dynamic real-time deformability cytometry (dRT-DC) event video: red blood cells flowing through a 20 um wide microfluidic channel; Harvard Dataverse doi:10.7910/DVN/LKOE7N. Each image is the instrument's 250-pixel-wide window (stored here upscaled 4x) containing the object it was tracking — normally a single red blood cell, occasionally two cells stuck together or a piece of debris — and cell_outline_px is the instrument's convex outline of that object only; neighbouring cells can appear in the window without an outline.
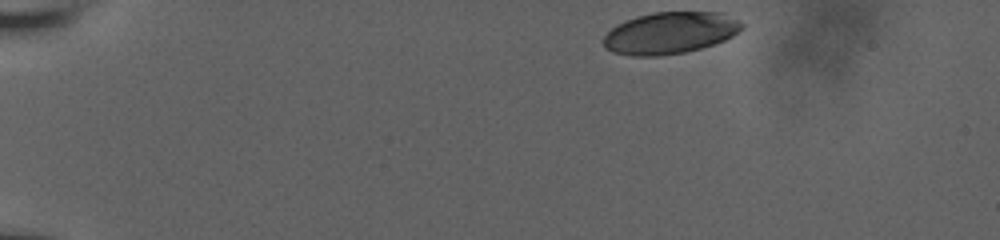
{"species": "human", "species_latin": "Homo sapiens", "temperature_condition": "room temperature", "stored_images_in_passage": 40, "camera_frame_rate_fps": 3000, "um_per_image_px": 0.085, "donor": {"sex": "male"}, "frame": {"image": 1, "passage_image": 1, "time_ms": 0.0, "image_size_px": [1000, 240], "cell_outline_px": [[744, 28], [732, 36], [724, 40], [700, 48], [684, 52], [656, 56], [632, 56], [612, 52], [604, 48], [604, 36], [616, 24], [636, 16], [652, 12], [728, 12], [740, 20], [744, 24]], "centroid_in_image_um": [56.99, 2.78], "position_along_channel_um": 28.0, "area_um2": 33.99}}
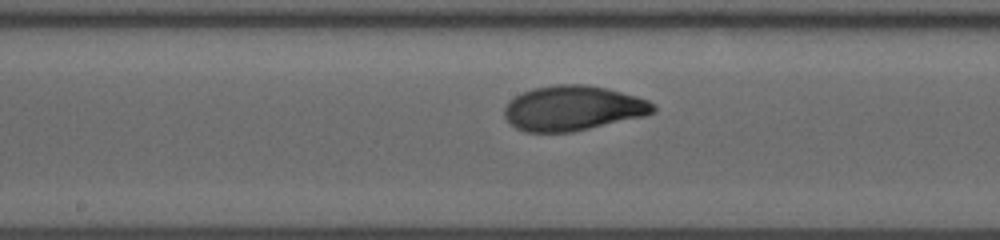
{"frame": {"image": 2, "passage_image": 23, "time_ms": 7.333, "image_size_px": [1000, 240], "cell_outline_px": [[656, 112], [644, 116], [572, 132], [524, 132], [516, 128], [504, 116], [504, 108], [508, 100], [532, 88], [556, 84], [584, 84], [604, 88], [636, 96], [648, 100], [656, 104]], "centroid_in_image_um": [48.7, 9.2], "position_along_channel_um": 199.5, "area_um2": 38.96}}
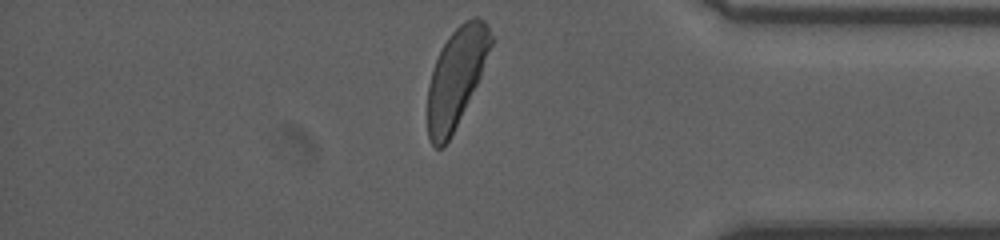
{"frame": {"image": 3, "passage_image": 40, "time_ms": 13.0, "image_size_px": [1000, 240], "cell_outline_px": [[496, 40], [480, 76], [448, 140], [440, 148], [436, 148], [432, 144], [428, 136], [428, 84], [432, 68], [440, 48], [448, 36], [464, 20], [472, 16], [476, 16], [484, 20], [488, 24], [496, 36]], "centroid_in_image_um": [38.82, 6.44], "position_along_channel_um": 396.4, "area_um2": 36.41}, "authors_computed_cell_mechanics": {"area_um2": 37.57, "velocity_mm_per_s": 3.7914, "shape_relaxation_time_tau1_ms": 3.0432, "shape_relaxation_time_tau2_ms": 0.9957, "deformation_change_tau1": 0.1499, "deformation_change_tau2": 0.056}}